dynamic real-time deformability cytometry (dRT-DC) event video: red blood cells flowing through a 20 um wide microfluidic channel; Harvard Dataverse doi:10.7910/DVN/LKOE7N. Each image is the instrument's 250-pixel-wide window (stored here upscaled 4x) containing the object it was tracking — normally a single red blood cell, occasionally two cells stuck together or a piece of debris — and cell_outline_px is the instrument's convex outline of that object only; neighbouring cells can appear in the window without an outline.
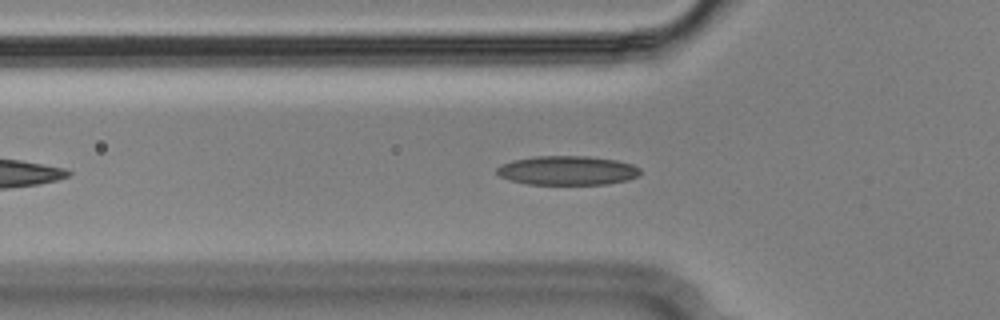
{"species": "Egyptian fruit bat (a non-hibernating species)", "species_latin": "Rousettus aegyptiacus", "temperature_condition": "cold", "stored_images_in_passage": 28, "camera_frame_rate_fps": 3000, "um_per_image_px": 0.085, "animal": {"sex": "male"}, "frame": {"image": 1, "passage_image": 9, "time_ms": 2.667, "image_size_px": [1000, 320], "cell_outline_px": [[640, 176], [628, 180], [604, 184], [528, 184], [512, 180], [500, 176], [496, 172], [496, 168], [512, 160], [536, 156], [588, 156], [616, 160], [632, 164], [640, 168]], "centroid_in_image_um": [48.26, 14.48], "position_along_channel_um": 77.5, "area_um2": 24.28}}
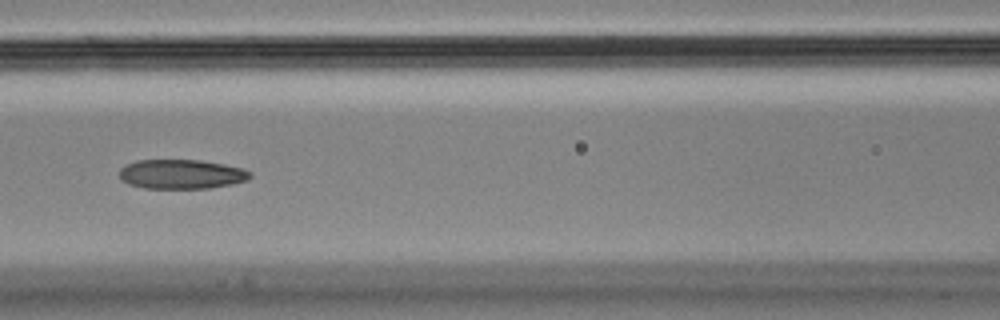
{"frame": {"image": 2, "passage_image": 15, "time_ms": 4.667, "image_size_px": [1000, 320], "cell_outline_px": [[252, 176], [248, 180], [232, 184], [208, 188], [144, 188], [128, 184], [120, 180], [120, 168], [136, 160], [200, 160], [224, 164], [244, 168], [252, 172]], "centroid_in_image_um": [15.44, 14.8], "position_along_channel_um": 151.2, "area_um2": 22.54}}
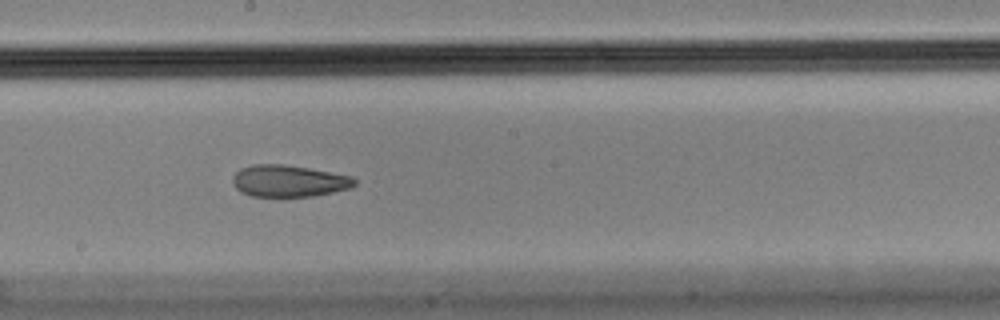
{"frame": {"image": 3, "passage_image": 21, "time_ms": 6.667, "image_size_px": [1000, 320], "cell_outline_px": [[356, 184], [348, 188], [332, 192], [312, 196], [284, 200], [280, 200], [252, 196], [240, 192], [232, 184], [232, 176], [240, 168], [252, 164], [284, 164], [308, 168], [352, 176], [356, 180]], "centroid_in_image_um": [24.48, 15.43], "position_along_channel_um": 223.7, "area_um2": 23.47}}